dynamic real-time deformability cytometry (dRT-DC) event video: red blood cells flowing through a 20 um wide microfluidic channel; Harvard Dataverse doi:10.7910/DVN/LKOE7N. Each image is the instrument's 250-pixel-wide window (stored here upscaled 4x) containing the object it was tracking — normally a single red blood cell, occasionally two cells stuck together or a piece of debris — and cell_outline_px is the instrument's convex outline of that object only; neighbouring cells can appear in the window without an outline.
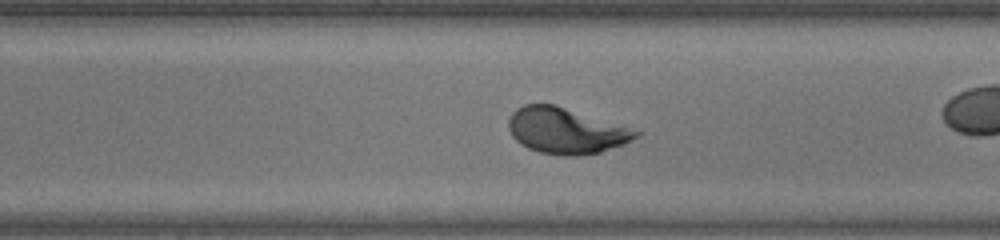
{"species": "human", "species_latin": "Homo sapiens", "temperature_condition": "warm", "stored_images_in_passage": 25, "camera_frame_rate_fps": 3000, "um_per_image_px": 0.085, "donor": {"sex": "male"}, "frame": {"image": 1, "passage_image": 15, "time_ms": 4.667, "image_size_px": [1000, 240], "cell_outline_px": [[644, 132], [632, 140], [624, 144], [600, 152], [580, 156], [564, 156], [540, 152], [528, 148], [520, 144], [512, 136], [508, 128], [508, 120], [512, 112], [516, 108], [524, 104], [552, 104]], "centroid_in_image_um": [48.08, 11.13], "position_along_channel_um": 240.9, "area_um2": 33.87}}
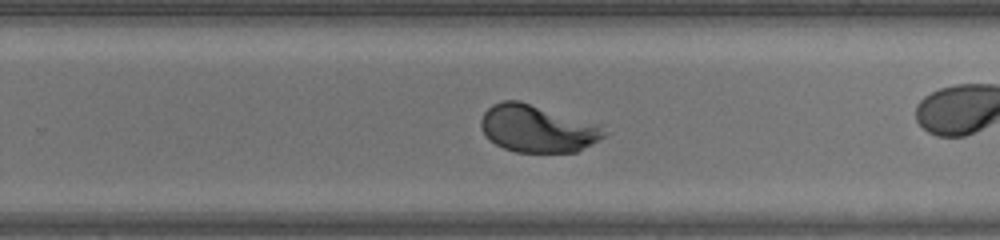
{"frame": {"image": 2, "passage_image": 18, "time_ms": 5.667, "image_size_px": [1000, 240], "cell_outline_px": [[608, 132], [604, 136], [576, 152], [516, 152], [504, 148], [496, 144], [480, 128], [480, 120], [484, 112], [492, 104], [504, 100], [520, 100], [600, 124]], "centroid_in_image_um": [45.68, 10.91], "position_along_channel_um": 284.1, "area_um2": 33.93}}